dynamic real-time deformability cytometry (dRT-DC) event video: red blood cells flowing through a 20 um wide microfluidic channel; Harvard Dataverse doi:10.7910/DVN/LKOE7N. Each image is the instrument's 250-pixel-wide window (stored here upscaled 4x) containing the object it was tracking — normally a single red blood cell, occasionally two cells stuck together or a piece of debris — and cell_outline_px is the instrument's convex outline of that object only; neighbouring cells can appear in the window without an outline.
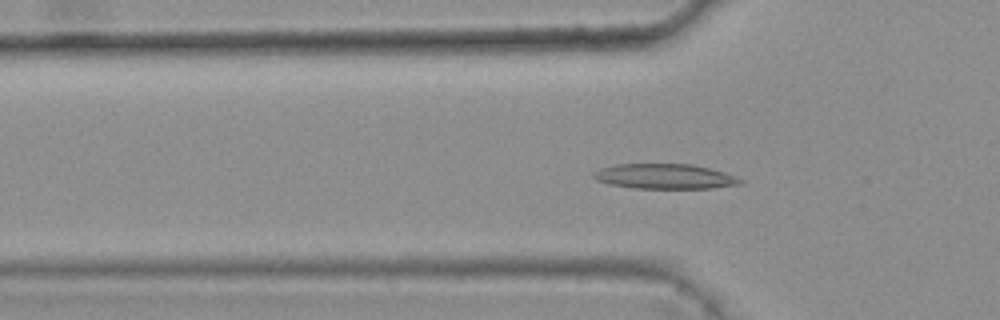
{"species": "common noctule bat (a hibernating species)", "species_latin": "Nyctalus noctula", "temperature_condition": "warm", "stored_images_in_passage": 45, "camera_frame_rate_fps": 3000, "um_per_image_px": 0.085, "animal": {"sex": "female", "body_mass_g": 25.1}, "frame": {"image": 1, "passage_image": 17, "time_ms": 5.333, "image_size_px": [1000, 320], "cell_outline_px": [[744, 184], [712, 188], [632, 188], [608, 184], [596, 180], [592, 176], [592, 172], [600, 168], [616, 164], [692, 164], [724, 172], [736, 176], [744, 180]], "centroid_in_image_um": [56.5, 15.0], "position_along_channel_um": 69.3, "area_um2": 21.56}}
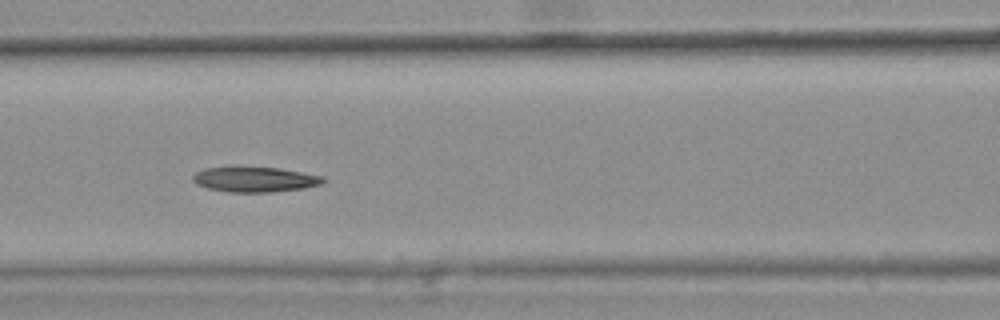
{"frame": {"image": 2, "passage_image": 23, "time_ms": 7.333, "image_size_px": [1000, 320], "cell_outline_px": [[328, 180], [320, 184], [304, 188], [272, 192], [228, 192], [208, 188], [196, 184], [192, 180], [192, 176], [196, 172], [204, 168], [228, 164], [240, 164], [280, 168], [324, 176]], "centroid_in_image_um": [21.61, 15.19], "position_along_channel_um": 145.0, "area_um2": 20.17}}
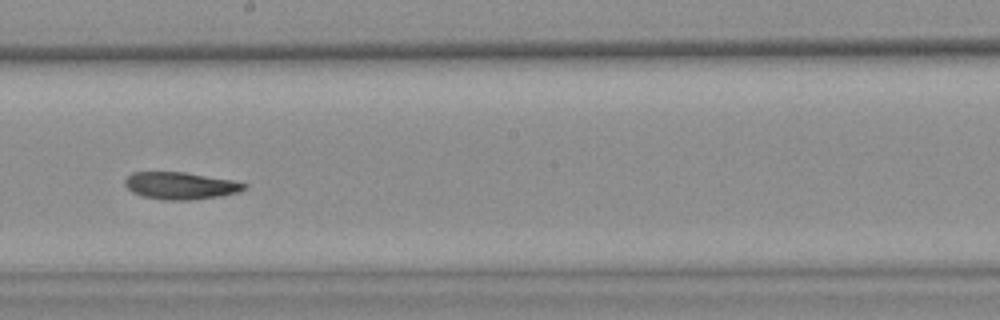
{"frame": {"image": 3, "passage_image": 30, "time_ms": 9.667, "image_size_px": [1000, 320], "cell_outline_px": [[248, 188], [240, 192], [220, 196], [192, 200], [164, 200], [140, 196], [132, 192], [124, 184], [124, 180], [132, 172], [184, 172], [232, 180], [248, 184]], "centroid_in_image_um": [15.35, 15.79], "position_along_channel_um": 232.8, "area_um2": 19.07}, "authors_computed_cell_mechanics": {"area_um2": 19.8254, "velocity_mm_per_s": 3.7808, "shape_relaxation_time_tau1_ms": null, "shape_relaxation_time_tau2_ms": 10.2427, "deformation_change_tau1": null, "deformation_change_tau2": 0.1852}}